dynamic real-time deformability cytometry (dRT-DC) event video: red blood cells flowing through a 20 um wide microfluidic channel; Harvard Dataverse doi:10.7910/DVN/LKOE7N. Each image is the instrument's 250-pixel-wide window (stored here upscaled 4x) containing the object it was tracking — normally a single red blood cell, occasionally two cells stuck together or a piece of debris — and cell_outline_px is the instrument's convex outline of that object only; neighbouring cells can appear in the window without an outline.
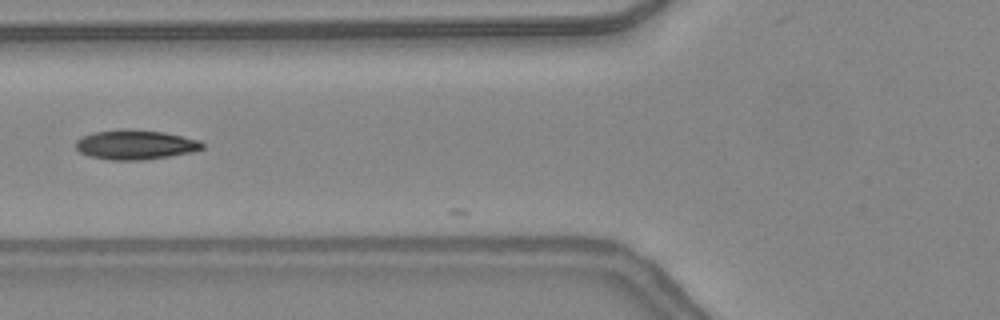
{"species": "common noctule bat (a hibernating species)", "species_latin": "Nyctalus noctula", "temperature_condition": "warm", "stored_images_in_passage": 11, "camera_frame_rate_fps": 3000, "um_per_image_px": 0.085, "animal": {"sex": "female", "body_mass_g": 24.6, "forearm_length_mm": 56.2}, "frame": {"image": 1, "passage_image": 10, "time_ms": 3.0, "image_size_px": [1000, 320], "cell_outline_px": [[204, 148], [192, 152], [168, 156], [140, 160], [108, 160], [88, 156], [80, 152], [76, 148], [76, 140], [80, 136], [92, 132], [120, 128], [128, 128], [164, 132], [200, 140], [204, 144]], "centroid_in_image_um": [11.46, 12.28], "position_along_channel_um": 114.3, "area_um2": 22.14}}